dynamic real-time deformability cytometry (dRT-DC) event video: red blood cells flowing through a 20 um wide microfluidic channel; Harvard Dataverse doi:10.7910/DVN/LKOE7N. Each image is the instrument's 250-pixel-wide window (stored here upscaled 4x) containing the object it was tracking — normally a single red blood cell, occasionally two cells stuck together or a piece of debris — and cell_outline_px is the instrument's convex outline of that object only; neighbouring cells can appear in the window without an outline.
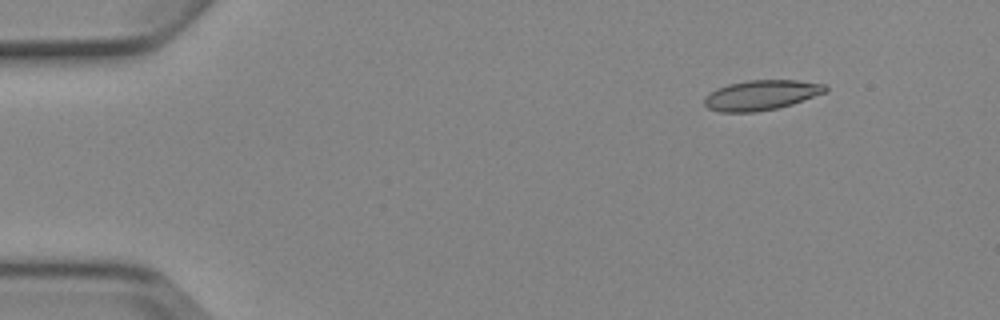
{"species": "Egyptian fruit bat (a non-hibernating species)", "species_latin": "Rousettus aegyptiacus", "temperature_condition": "cold", "stored_images_in_passage": 8, "camera_frame_rate_fps": 3000, "um_per_image_px": 0.085, "animal": {"sex": "female"}, "frame": {"image": 1, "passage_image": 2, "time_ms": 1.333, "image_size_px": [1000, 320], "cell_outline_px": [[828, 92], [792, 104], [776, 108], [756, 112], [720, 112], [708, 108], [704, 104], [704, 96], [708, 92], [716, 88], [728, 84], [748, 80], [796, 80], [824, 84], [828, 88]], "centroid_in_image_um": [64.69, 8.08], "position_along_channel_um": 20.3, "area_um2": 21.33}}
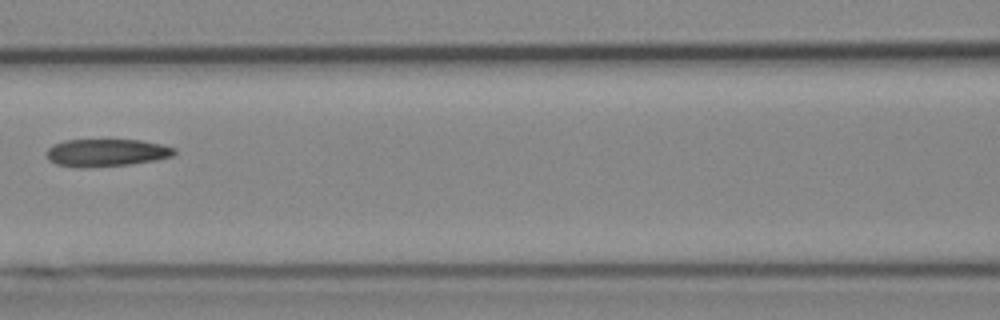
{"frame": {"image": 2, "passage_image": 7, "time_ms": 7.333, "image_size_px": [1000, 320], "cell_outline_px": [[176, 152], [172, 156], [156, 160], [132, 164], [84, 168], [76, 168], [56, 164], [48, 160], [44, 152], [52, 144], [64, 140], [140, 140], [160, 144], [176, 148]], "centroid_in_image_um": [8.99, 12.99], "position_along_channel_um": 157.6, "area_um2": 20.81}}
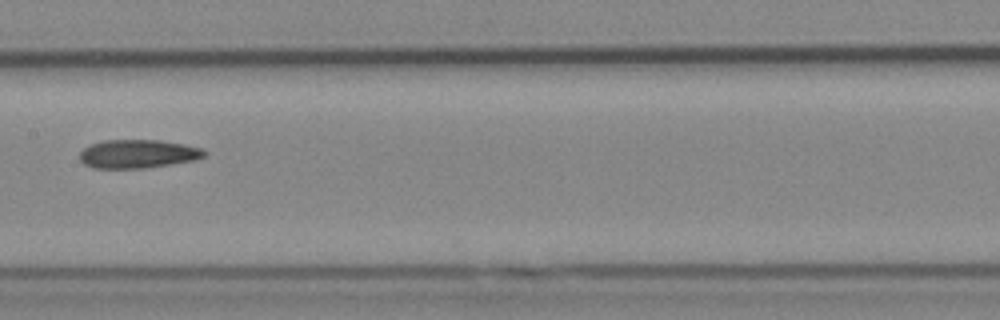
{"frame": {"image": 3, "passage_image": 8, "time_ms": 8.333, "image_size_px": [1000, 320], "cell_outline_px": [[208, 152], [204, 156], [196, 160], [144, 168], [92, 168], [84, 164], [80, 160], [80, 152], [84, 148], [92, 144], [104, 140], [160, 140], [184, 144], [204, 148]], "centroid_in_image_um": [11.75, 13.08], "position_along_channel_um": 195.6, "area_um2": 20.81}}